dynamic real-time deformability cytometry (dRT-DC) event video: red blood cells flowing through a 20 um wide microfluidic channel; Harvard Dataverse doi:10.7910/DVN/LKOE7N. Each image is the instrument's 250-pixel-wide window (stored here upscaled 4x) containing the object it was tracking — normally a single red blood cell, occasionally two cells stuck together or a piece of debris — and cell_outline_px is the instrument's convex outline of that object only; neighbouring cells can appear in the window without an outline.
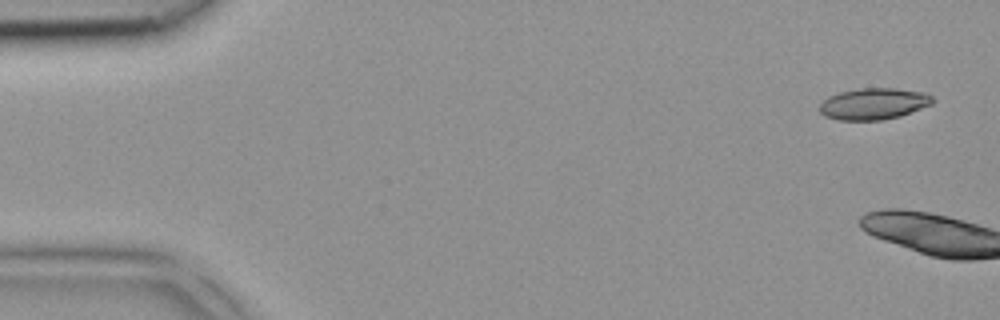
{"species": "common noctule bat (a hibernating species)", "species_latin": "Nyctalus noctula", "temperature_condition": "room temperature", "stored_images_in_passage": 6, "camera_frame_rate_fps": 3000, "um_per_image_px": 0.085, "animal": {"sex": "female", "body_mass_g": 18.4}, "frame": {"image": 1, "passage_image": 1, "time_ms": 0.0, "image_size_px": [1000, 320], "cell_outline_px": [[936, 100], [932, 104], [900, 116], [884, 120], [836, 120], [824, 116], [816, 108], [828, 96], [840, 92], [860, 88], [896, 88], [924, 92], [932, 96]], "centroid_in_image_um": [74.24, 8.82], "position_along_channel_um": 10.8, "area_um2": 20.98}}